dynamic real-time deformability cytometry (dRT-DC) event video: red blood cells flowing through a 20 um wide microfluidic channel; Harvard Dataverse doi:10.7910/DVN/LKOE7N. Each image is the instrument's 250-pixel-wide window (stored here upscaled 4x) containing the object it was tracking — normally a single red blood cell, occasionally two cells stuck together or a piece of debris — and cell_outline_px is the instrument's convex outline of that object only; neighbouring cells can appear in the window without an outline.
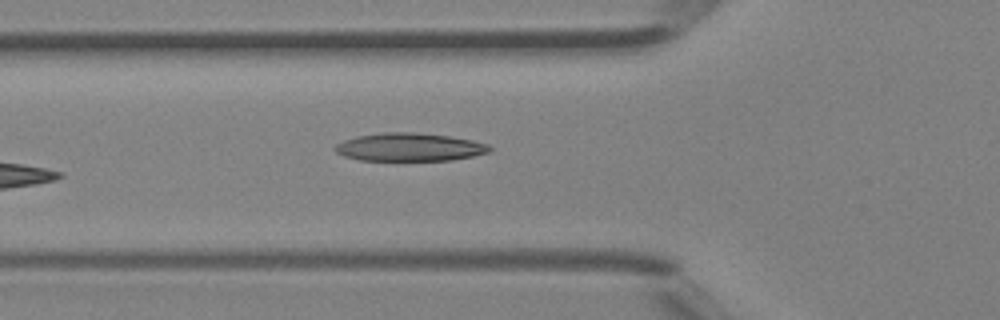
{"species": "Egyptian fruit bat (a non-hibernating species)", "species_latin": "Rousettus aegyptiacus", "temperature_condition": "room temperature", "stored_images_in_passage": 5, "camera_frame_rate_fps": 3000, "um_per_image_px": 0.085, "animal": {"sex": "female"}, "frame": {"image": 1, "passage_image": 5, "time_ms": 1.333, "image_size_px": [1000, 320], "cell_outline_px": [[492, 152], [452, 160], [360, 160], [344, 156], [336, 152], [332, 148], [336, 144], [344, 140], [356, 136], [384, 132], [416, 132], [448, 136], [472, 140], [488, 144], [492, 148]], "centroid_in_image_um": [34.81, 12.5], "position_along_channel_um": 91.0, "area_um2": 25.37}}